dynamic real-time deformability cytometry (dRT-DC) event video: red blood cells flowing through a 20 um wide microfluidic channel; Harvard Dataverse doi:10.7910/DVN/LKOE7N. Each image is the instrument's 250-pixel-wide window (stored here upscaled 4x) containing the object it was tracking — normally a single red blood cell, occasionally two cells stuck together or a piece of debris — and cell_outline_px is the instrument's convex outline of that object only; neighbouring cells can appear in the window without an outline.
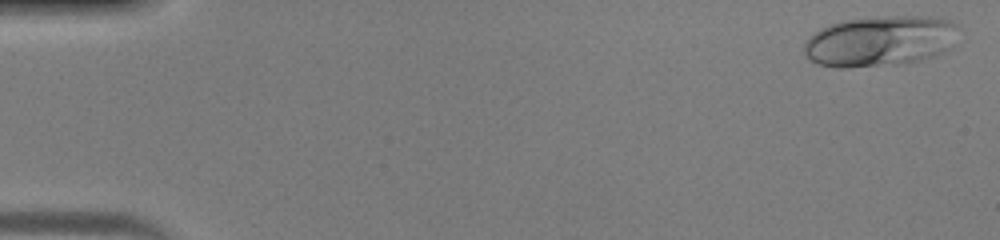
{"species": "human", "species_latin": "Homo sapiens", "temperature_condition": "warm", "stored_images_in_passage": 45, "camera_frame_rate_fps": 3000, "um_per_image_px": 0.085, "donor": {"sex": "male"}, "frame": {"image": 1, "passage_image": 2, "time_ms": 0.333, "image_size_px": [1000, 240], "cell_outline_px": [[956, 24], [952, 48], [936, 56], [920, 60], [896, 64], [848, 68], [836, 68], [816, 64], [808, 60], [804, 52], [804, 44], [820, 28], [832, 24], [848, 20], [888, 16], [928, 16], [948, 20]], "centroid_in_image_um": [74.79, 3.51], "position_along_channel_um": 10.2, "area_um2": 45.37}}
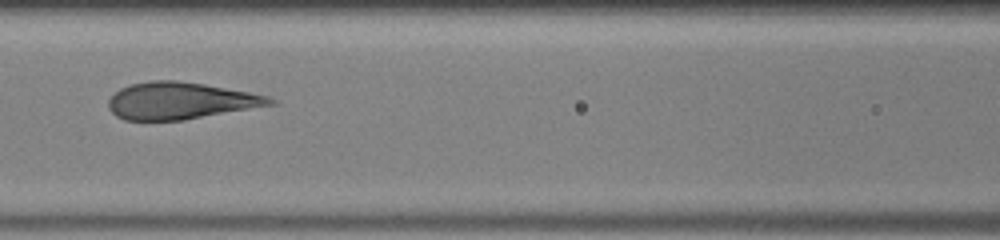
{"frame": {"image": 2, "passage_image": 21, "time_ms": 6.667, "image_size_px": [1000, 240], "cell_outline_px": [[276, 104], [184, 120], [124, 120], [116, 116], [108, 108], [108, 100], [120, 88], [132, 84], [152, 80], [176, 80], [204, 84], [248, 92], [268, 96], [276, 100]], "centroid_in_image_um": [15.32, 8.57], "position_along_channel_um": 151.3, "area_um2": 34.62}}
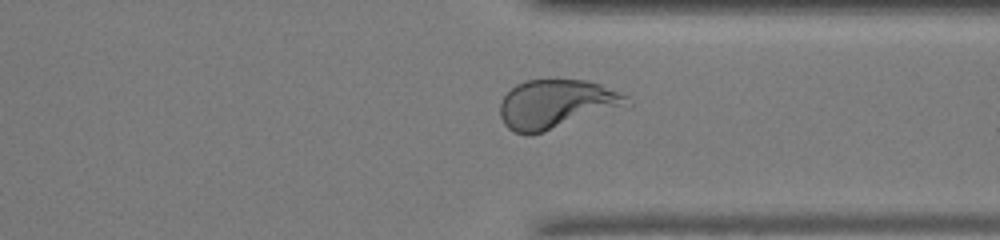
{"frame": {"image": 3, "passage_image": 35, "time_ms": 11.333, "image_size_px": [1000, 240], "cell_outline_px": [[632, 104], [628, 108], [532, 136], [524, 136], [508, 128], [504, 124], [500, 116], [500, 104], [504, 96], [516, 84], [528, 80], [588, 80], [600, 84], [628, 96]], "centroid_in_image_um": [47.37, 8.89], "position_along_channel_um": 364.0, "area_um2": 37.22}}